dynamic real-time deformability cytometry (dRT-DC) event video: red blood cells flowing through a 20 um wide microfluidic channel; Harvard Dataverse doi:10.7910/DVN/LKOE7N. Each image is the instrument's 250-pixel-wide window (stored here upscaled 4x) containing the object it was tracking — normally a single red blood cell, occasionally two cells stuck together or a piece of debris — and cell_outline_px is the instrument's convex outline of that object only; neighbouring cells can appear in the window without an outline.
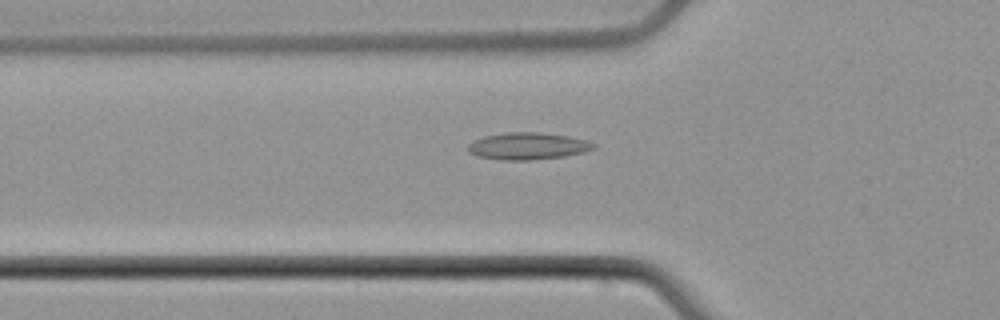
{"species": "common noctule bat (a hibernating species)", "species_latin": "Nyctalus noctula", "temperature_condition": "cold", "stored_images_in_passage": 33, "camera_frame_rate_fps": 3000, "um_per_image_px": 0.085, "animal": {"sex": "male", "body_mass_g": 21.5, "forearm_length_mm": 52.0}, "frame": {"image": 1, "passage_image": 3, "time_ms": 0.667, "image_size_px": [1000, 320], "cell_outline_px": [[596, 148], [584, 152], [564, 156], [532, 160], [500, 160], [476, 156], [468, 152], [468, 144], [472, 140], [484, 136], [504, 132], [540, 132], [568, 136], [588, 140], [596, 144]], "centroid_in_image_um": [44.85, 12.41], "position_along_channel_um": 81.0, "area_um2": 20.06}}
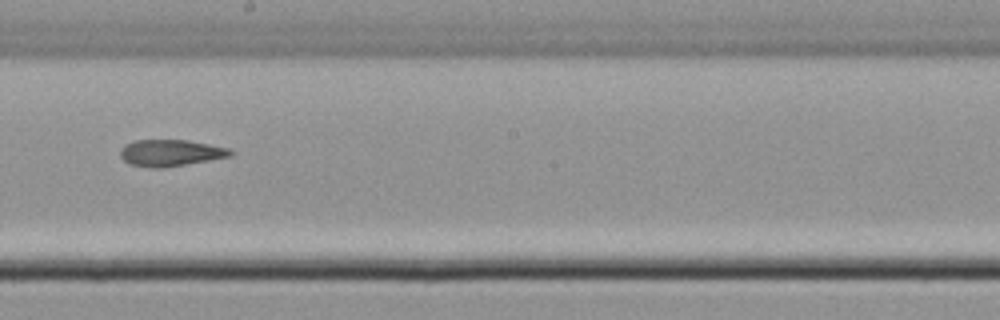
{"frame": {"image": 2, "passage_image": 15, "time_ms": 4.667, "image_size_px": [1000, 320], "cell_outline_px": [[236, 152], [232, 156], [164, 168], [152, 168], [128, 164], [120, 156], [120, 148], [124, 144], [136, 140], [188, 140], [232, 148]], "centroid_in_image_um": [14.53, 12.99], "position_along_channel_um": 233.7, "area_um2": 17.4}}
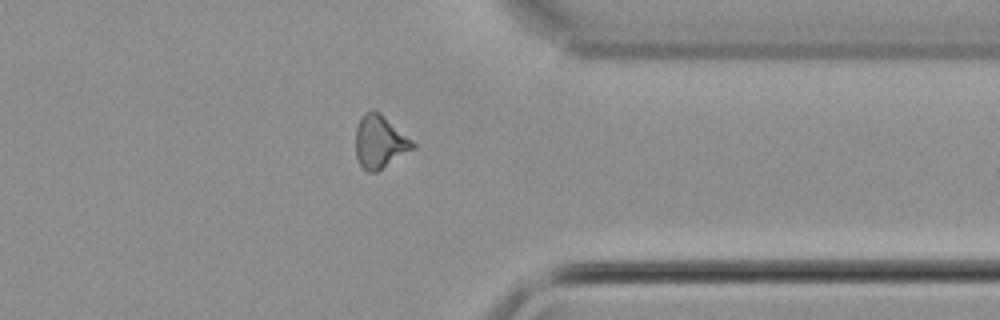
{"frame": {"image": 3, "passage_image": 27, "time_ms": 8.667, "image_size_px": [1000, 320], "cell_outline_px": [[416, 148], [376, 172], [368, 172], [360, 164], [356, 156], [356, 128], [360, 116], [364, 112], [372, 108], [380, 112], [412, 140], [416, 144]], "centroid_in_image_um": [32.28, 12.02], "position_along_channel_um": 379.1, "area_um2": 17.74}, "authors_computed_cell_mechanics": {"area_um2": 17.34, "velocity_mm_per_s": 3.8054, "shape_relaxation_time_tau1_ms": null, "shape_relaxation_time_tau2_ms": 5.368, "deformation_change_tau1": null, "deformation_change_tau2": 0.1296}}